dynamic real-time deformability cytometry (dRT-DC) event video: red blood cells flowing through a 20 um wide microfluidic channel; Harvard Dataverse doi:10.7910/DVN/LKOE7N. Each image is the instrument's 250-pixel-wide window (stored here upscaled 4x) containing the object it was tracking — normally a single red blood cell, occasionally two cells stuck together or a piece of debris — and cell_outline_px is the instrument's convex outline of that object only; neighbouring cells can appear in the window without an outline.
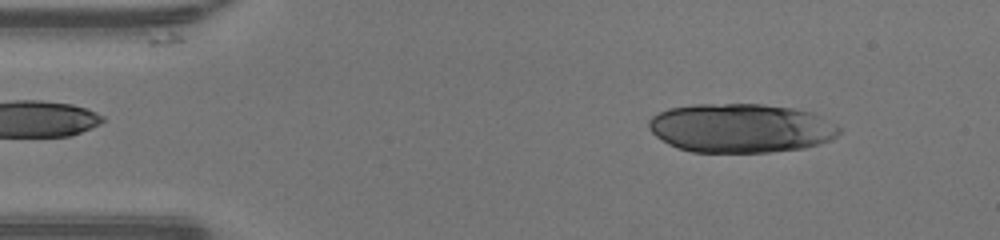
{"species": "human", "species_latin": "Homo sapiens", "temperature_condition": "warm", "stored_images_in_passage": 14, "camera_frame_rate_fps": 3000, "um_per_image_px": 0.085, "donor": {"sex": "male"}, "frame": {"image": 1, "passage_image": 4, "time_ms": 1.0, "image_size_px": [1000, 240], "cell_outline_px": [[840, 132], [836, 136], [820, 144], [804, 148], [768, 152], [692, 152], [676, 148], [668, 144], [656, 136], [648, 128], [648, 120], [652, 116], [668, 108], [692, 104], [764, 104], [792, 108], [812, 112], [836, 124], [840, 128]], "centroid_in_image_um": [62.94, 10.88], "position_along_channel_um": 22.1, "area_um2": 54.68}}